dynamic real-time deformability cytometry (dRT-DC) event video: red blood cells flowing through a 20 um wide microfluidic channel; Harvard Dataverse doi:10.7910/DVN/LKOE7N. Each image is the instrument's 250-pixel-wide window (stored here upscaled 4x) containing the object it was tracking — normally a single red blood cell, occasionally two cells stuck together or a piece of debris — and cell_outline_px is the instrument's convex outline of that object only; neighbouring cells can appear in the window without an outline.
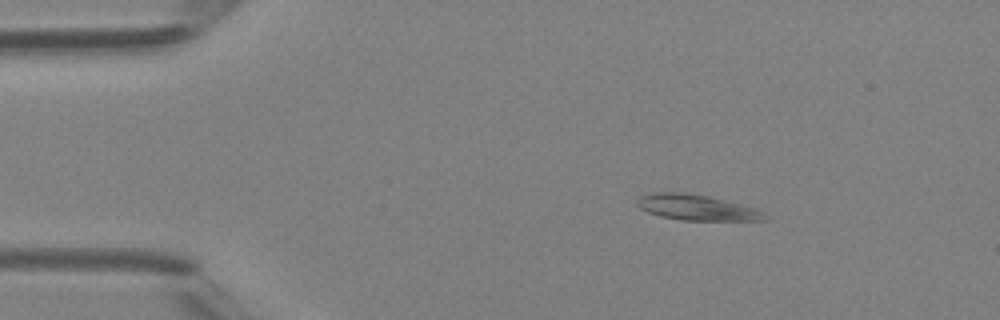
{"species": "Egyptian fruit bat (a non-hibernating species)", "species_latin": "Rousettus aegyptiacus", "temperature_condition": "room temperature", "stored_images_in_passage": 4, "camera_frame_rate_fps": 3000, "um_per_image_px": 0.085, "animal": {"sex": "female"}, "frame": {"image": 1, "passage_image": 1, "time_ms": 0.0, "image_size_px": [1000, 320], "cell_outline_px": [[768, 220], [680, 220], [660, 216], [648, 212], [640, 208], [636, 204], [636, 200], [640, 196], [652, 192], [684, 192], [708, 196], [756, 208], [768, 216]], "centroid_in_image_um": [59.19, 17.63], "position_along_channel_um": 25.8, "area_um2": 19.02}}
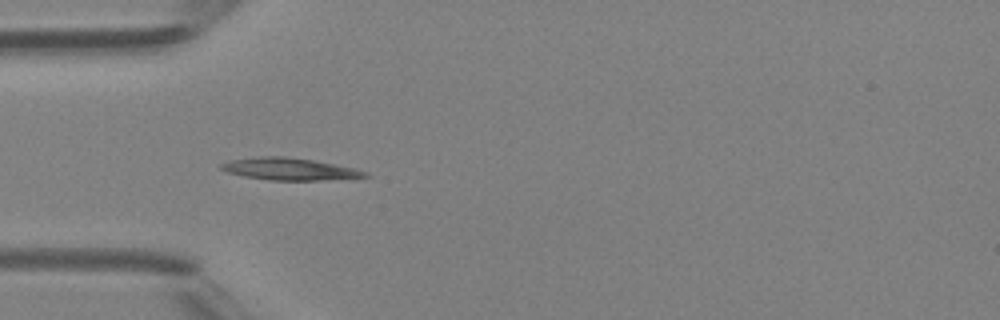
{"frame": {"image": 2, "passage_image": 3, "time_ms": 2.333, "image_size_px": [1000, 320], "cell_outline_px": [[368, 176], [320, 180], [268, 180], [244, 176], [228, 172], [220, 168], [220, 164], [228, 160], [256, 156], [284, 156], [312, 160], [356, 168], [368, 172]], "centroid_in_image_um": [24.56, 14.35], "position_along_channel_um": 60.4, "area_um2": 18.44}}
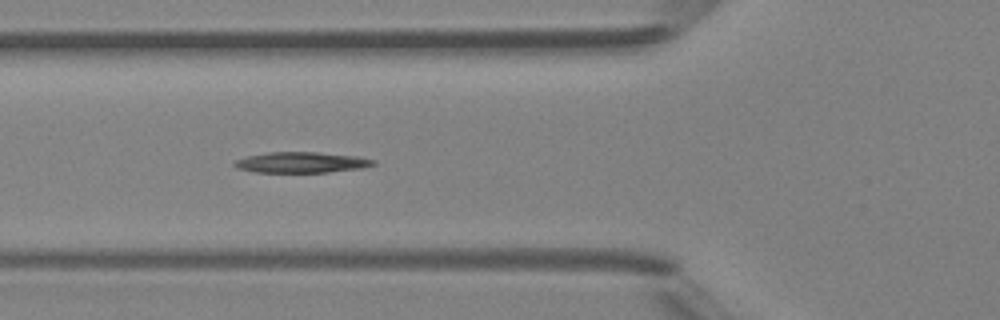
{"frame": {"image": 3, "passage_image": 4, "time_ms": 3.333, "image_size_px": [1000, 320], "cell_outline_px": [[376, 164], [364, 168], [328, 172], [256, 172], [236, 168], [232, 164], [236, 160], [248, 156], [268, 152], [320, 152], [356, 156], [376, 160]], "centroid_in_image_um": [25.65, 13.8], "position_along_channel_um": 100.2, "area_um2": 16.82}}